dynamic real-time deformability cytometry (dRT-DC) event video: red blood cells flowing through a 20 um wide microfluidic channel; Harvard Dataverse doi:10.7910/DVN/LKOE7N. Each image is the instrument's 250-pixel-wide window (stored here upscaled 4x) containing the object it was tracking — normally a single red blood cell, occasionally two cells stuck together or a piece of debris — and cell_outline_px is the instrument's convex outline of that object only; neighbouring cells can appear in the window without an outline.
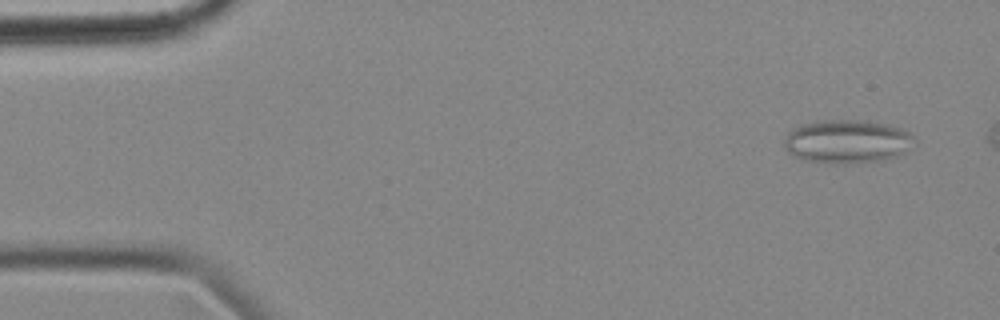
{"species": "common noctule bat (a hibernating species)", "species_latin": "Nyctalus noctula", "temperature_condition": "cold", "stored_images_in_passage": 49, "camera_frame_rate_fps": 3000, "um_per_image_px": 0.085, "animal": {"sex": "female", "body_mass_g": 18.4}, "frame": {"image": 1, "passage_image": 1, "time_ms": 0.0, "image_size_px": [1000, 320], "cell_outline_px": [[916, 140], [904, 152], [896, 156], [884, 160], [844, 164], [808, 160], [792, 156], [784, 148], [784, 140], [788, 132], [804, 124], [828, 120], [864, 120], [884, 124], [900, 128], [908, 132]], "centroid_in_image_um": [72.0, 12.03], "position_along_channel_um": 13.0, "area_um2": 32.6}}
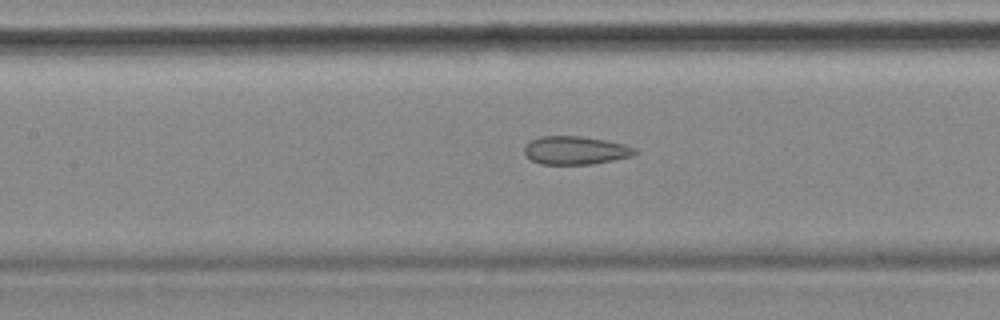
{"frame": {"image": 2, "passage_image": 22, "time_ms": 7.0, "image_size_px": [1000, 320], "cell_outline_px": [[636, 152], [632, 156], [592, 164], [540, 164], [532, 160], [524, 152], [524, 144], [540, 136], [580, 136], [608, 140], [624, 144], [636, 148]], "centroid_in_image_um": [48.91, 12.77], "position_along_channel_um": 158.5, "area_um2": 18.21}}
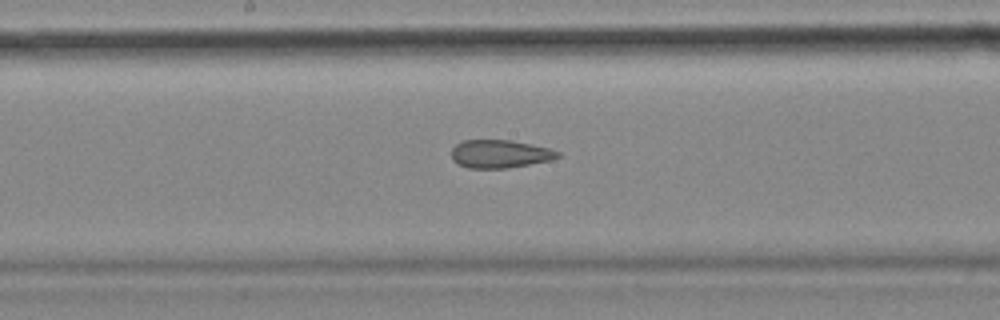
{"frame": {"image": 3, "passage_image": 26, "time_ms": 8.333, "image_size_px": [1000, 320], "cell_outline_px": [[560, 156], [552, 160], [508, 168], [468, 168], [452, 160], [452, 148], [456, 144], [464, 140], [512, 140], [548, 148], [560, 152]], "centroid_in_image_um": [42.5, 13.08], "position_along_channel_um": 205.7, "area_um2": 17.34}, "authors_computed_cell_mechanics": {"area_um2": 19.4208, "velocity_mm_per_s": 3.5658, "shape_relaxation_time_tau1_ms": null, "shape_relaxation_time_tau2_ms": 2.9253, "deformation_change_tau1": null, "deformation_change_tau2": 0.1125}}